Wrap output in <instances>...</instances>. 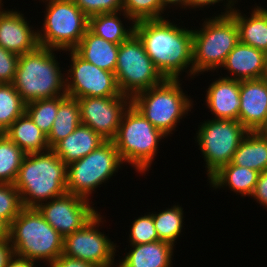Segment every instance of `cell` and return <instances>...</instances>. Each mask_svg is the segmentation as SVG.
<instances>
[{
  "label": "cell",
  "mask_w": 267,
  "mask_h": 267,
  "mask_svg": "<svg viewBox=\"0 0 267 267\" xmlns=\"http://www.w3.org/2000/svg\"><path fill=\"white\" fill-rule=\"evenodd\" d=\"M248 132L239 121L232 119L206 120L199 125L195 141L206 162L208 178L231 162Z\"/></svg>",
  "instance_id": "8fae6325"
},
{
  "label": "cell",
  "mask_w": 267,
  "mask_h": 267,
  "mask_svg": "<svg viewBox=\"0 0 267 267\" xmlns=\"http://www.w3.org/2000/svg\"><path fill=\"white\" fill-rule=\"evenodd\" d=\"M115 75L120 92L131 98L165 80L135 33L119 45Z\"/></svg>",
  "instance_id": "30bf717a"
},
{
  "label": "cell",
  "mask_w": 267,
  "mask_h": 267,
  "mask_svg": "<svg viewBox=\"0 0 267 267\" xmlns=\"http://www.w3.org/2000/svg\"><path fill=\"white\" fill-rule=\"evenodd\" d=\"M13 254L14 249L9 239L0 242V267H6Z\"/></svg>",
  "instance_id": "60d3db41"
},
{
  "label": "cell",
  "mask_w": 267,
  "mask_h": 267,
  "mask_svg": "<svg viewBox=\"0 0 267 267\" xmlns=\"http://www.w3.org/2000/svg\"><path fill=\"white\" fill-rule=\"evenodd\" d=\"M26 154L4 133H0V183L14 184Z\"/></svg>",
  "instance_id": "f1b7e54d"
},
{
  "label": "cell",
  "mask_w": 267,
  "mask_h": 267,
  "mask_svg": "<svg viewBox=\"0 0 267 267\" xmlns=\"http://www.w3.org/2000/svg\"><path fill=\"white\" fill-rule=\"evenodd\" d=\"M2 6H4V5L2 3V0H0V11H3V9H2L3 7Z\"/></svg>",
  "instance_id": "bcb514c9"
},
{
  "label": "cell",
  "mask_w": 267,
  "mask_h": 267,
  "mask_svg": "<svg viewBox=\"0 0 267 267\" xmlns=\"http://www.w3.org/2000/svg\"><path fill=\"white\" fill-rule=\"evenodd\" d=\"M53 51L57 50L38 46L33 51L19 55L12 84L25 104L67 95L66 73L61 72Z\"/></svg>",
  "instance_id": "3957f363"
},
{
  "label": "cell",
  "mask_w": 267,
  "mask_h": 267,
  "mask_svg": "<svg viewBox=\"0 0 267 267\" xmlns=\"http://www.w3.org/2000/svg\"><path fill=\"white\" fill-rule=\"evenodd\" d=\"M164 10L162 0H124L122 11L137 22L163 19Z\"/></svg>",
  "instance_id": "d6a6232c"
},
{
  "label": "cell",
  "mask_w": 267,
  "mask_h": 267,
  "mask_svg": "<svg viewBox=\"0 0 267 267\" xmlns=\"http://www.w3.org/2000/svg\"><path fill=\"white\" fill-rule=\"evenodd\" d=\"M132 104L125 110L116 137L112 140L123 163H129L136 172L151 168L158 144L165 138Z\"/></svg>",
  "instance_id": "8992f818"
},
{
  "label": "cell",
  "mask_w": 267,
  "mask_h": 267,
  "mask_svg": "<svg viewBox=\"0 0 267 267\" xmlns=\"http://www.w3.org/2000/svg\"><path fill=\"white\" fill-rule=\"evenodd\" d=\"M70 52L71 64L65 78L67 96L83 97H116L119 90L116 75L113 72L98 68L85 61L74 50Z\"/></svg>",
  "instance_id": "7c38bea8"
},
{
  "label": "cell",
  "mask_w": 267,
  "mask_h": 267,
  "mask_svg": "<svg viewBox=\"0 0 267 267\" xmlns=\"http://www.w3.org/2000/svg\"><path fill=\"white\" fill-rule=\"evenodd\" d=\"M119 267H171L174 246L164 241L130 245Z\"/></svg>",
  "instance_id": "44dd1931"
},
{
  "label": "cell",
  "mask_w": 267,
  "mask_h": 267,
  "mask_svg": "<svg viewBox=\"0 0 267 267\" xmlns=\"http://www.w3.org/2000/svg\"><path fill=\"white\" fill-rule=\"evenodd\" d=\"M25 105L12 83H0V133L25 112Z\"/></svg>",
  "instance_id": "4dcf8cb0"
},
{
  "label": "cell",
  "mask_w": 267,
  "mask_h": 267,
  "mask_svg": "<svg viewBox=\"0 0 267 267\" xmlns=\"http://www.w3.org/2000/svg\"><path fill=\"white\" fill-rule=\"evenodd\" d=\"M206 106L215 116L212 119H239L240 81L220 76L206 89Z\"/></svg>",
  "instance_id": "ac0fdd59"
},
{
  "label": "cell",
  "mask_w": 267,
  "mask_h": 267,
  "mask_svg": "<svg viewBox=\"0 0 267 267\" xmlns=\"http://www.w3.org/2000/svg\"><path fill=\"white\" fill-rule=\"evenodd\" d=\"M23 15L13 9L0 11V46L17 55L33 51L39 46L38 30L29 26V21Z\"/></svg>",
  "instance_id": "e0dca14e"
},
{
  "label": "cell",
  "mask_w": 267,
  "mask_h": 267,
  "mask_svg": "<svg viewBox=\"0 0 267 267\" xmlns=\"http://www.w3.org/2000/svg\"><path fill=\"white\" fill-rule=\"evenodd\" d=\"M22 208L20 194L15 185L0 183V219L10 226Z\"/></svg>",
  "instance_id": "836d02e7"
},
{
  "label": "cell",
  "mask_w": 267,
  "mask_h": 267,
  "mask_svg": "<svg viewBox=\"0 0 267 267\" xmlns=\"http://www.w3.org/2000/svg\"><path fill=\"white\" fill-rule=\"evenodd\" d=\"M60 96L50 99H40L25 105V112L34 124L46 135L50 133L56 118Z\"/></svg>",
  "instance_id": "1f68e13d"
},
{
  "label": "cell",
  "mask_w": 267,
  "mask_h": 267,
  "mask_svg": "<svg viewBox=\"0 0 267 267\" xmlns=\"http://www.w3.org/2000/svg\"><path fill=\"white\" fill-rule=\"evenodd\" d=\"M50 267H100L94 263L61 254Z\"/></svg>",
  "instance_id": "f35d334b"
},
{
  "label": "cell",
  "mask_w": 267,
  "mask_h": 267,
  "mask_svg": "<svg viewBox=\"0 0 267 267\" xmlns=\"http://www.w3.org/2000/svg\"><path fill=\"white\" fill-rule=\"evenodd\" d=\"M121 13L127 20L131 21V27L125 28L123 21H121ZM118 14L120 16H118ZM135 22L126 15L123 11L113 13L97 14L89 17L88 29L98 37L114 44H121L126 41L132 34H134Z\"/></svg>",
  "instance_id": "4316f807"
},
{
  "label": "cell",
  "mask_w": 267,
  "mask_h": 267,
  "mask_svg": "<svg viewBox=\"0 0 267 267\" xmlns=\"http://www.w3.org/2000/svg\"><path fill=\"white\" fill-rule=\"evenodd\" d=\"M19 55L0 46V83H13Z\"/></svg>",
  "instance_id": "8d00e7d4"
},
{
  "label": "cell",
  "mask_w": 267,
  "mask_h": 267,
  "mask_svg": "<svg viewBox=\"0 0 267 267\" xmlns=\"http://www.w3.org/2000/svg\"><path fill=\"white\" fill-rule=\"evenodd\" d=\"M3 133L25 154L42 153L50 149L47 136L34 124L26 112L19 116Z\"/></svg>",
  "instance_id": "d4e9b609"
},
{
  "label": "cell",
  "mask_w": 267,
  "mask_h": 267,
  "mask_svg": "<svg viewBox=\"0 0 267 267\" xmlns=\"http://www.w3.org/2000/svg\"><path fill=\"white\" fill-rule=\"evenodd\" d=\"M260 172L234 164H226L220 167L208 180L214 189L227 187L242 197H250L253 194Z\"/></svg>",
  "instance_id": "cb8c5ba5"
},
{
  "label": "cell",
  "mask_w": 267,
  "mask_h": 267,
  "mask_svg": "<svg viewBox=\"0 0 267 267\" xmlns=\"http://www.w3.org/2000/svg\"><path fill=\"white\" fill-rule=\"evenodd\" d=\"M121 165L123 162L114 142L105 141L87 156L67 165V193L90 200L93 191L107 183Z\"/></svg>",
  "instance_id": "9c48e42d"
},
{
  "label": "cell",
  "mask_w": 267,
  "mask_h": 267,
  "mask_svg": "<svg viewBox=\"0 0 267 267\" xmlns=\"http://www.w3.org/2000/svg\"><path fill=\"white\" fill-rule=\"evenodd\" d=\"M261 79L267 83V55H266V58H265L264 69H263V73H262Z\"/></svg>",
  "instance_id": "f6af8a7d"
},
{
  "label": "cell",
  "mask_w": 267,
  "mask_h": 267,
  "mask_svg": "<svg viewBox=\"0 0 267 267\" xmlns=\"http://www.w3.org/2000/svg\"><path fill=\"white\" fill-rule=\"evenodd\" d=\"M205 19L202 28L192 30L193 78L222 68L228 54L239 43L238 27L230 14Z\"/></svg>",
  "instance_id": "52a82bcc"
},
{
  "label": "cell",
  "mask_w": 267,
  "mask_h": 267,
  "mask_svg": "<svg viewBox=\"0 0 267 267\" xmlns=\"http://www.w3.org/2000/svg\"><path fill=\"white\" fill-rule=\"evenodd\" d=\"M223 0H188V8H199L201 9L204 8V6H212L213 4L220 3ZM237 0H226V5H224L226 8L224 9V12H221L219 15H224V14H230L234 9H237L233 6H235ZM225 2V0H224Z\"/></svg>",
  "instance_id": "ab89813d"
},
{
  "label": "cell",
  "mask_w": 267,
  "mask_h": 267,
  "mask_svg": "<svg viewBox=\"0 0 267 267\" xmlns=\"http://www.w3.org/2000/svg\"><path fill=\"white\" fill-rule=\"evenodd\" d=\"M154 213L151 214L159 240L175 246L176 240L182 232V227H184L183 208L174 204L171 208Z\"/></svg>",
  "instance_id": "f546056e"
},
{
  "label": "cell",
  "mask_w": 267,
  "mask_h": 267,
  "mask_svg": "<svg viewBox=\"0 0 267 267\" xmlns=\"http://www.w3.org/2000/svg\"><path fill=\"white\" fill-rule=\"evenodd\" d=\"M9 240L14 254L49 267L63 252V237L37 208L21 209L9 226Z\"/></svg>",
  "instance_id": "277c9868"
},
{
  "label": "cell",
  "mask_w": 267,
  "mask_h": 267,
  "mask_svg": "<svg viewBox=\"0 0 267 267\" xmlns=\"http://www.w3.org/2000/svg\"><path fill=\"white\" fill-rule=\"evenodd\" d=\"M119 44L96 36L89 29L74 51L85 61L98 68L115 73Z\"/></svg>",
  "instance_id": "603a6c76"
},
{
  "label": "cell",
  "mask_w": 267,
  "mask_h": 267,
  "mask_svg": "<svg viewBox=\"0 0 267 267\" xmlns=\"http://www.w3.org/2000/svg\"><path fill=\"white\" fill-rule=\"evenodd\" d=\"M6 267H37V265L30 259L13 254Z\"/></svg>",
  "instance_id": "b9f144b4"
},
{
  "label": "cell",
  "mask_w": 267,
  "mask_h": 267,
  "mask_svg": "<svg viewBox=\"0 0 267 267\" xmlns=\"http://www.w3.org/2000/svg\"><path fill=\"white\" fill-rule=\"evenodd\" d=\"M80 124V108L77 99L67 95L60 96L56 118L47 136L49 148L51 149L58 141L73 133Z\"/></svg>",
  "instance_id": "83f0119b"
},
{
  "label": "cell",
  "mask_w": 267,
  "mask_h": 267,
  "mask_svg": "<svg viewBox=\"0 0 267 267\" xmlns=\"http://www.w3.org/2000/svg\"><path fill=\"white\" fill-rule=\"evenodd\" d=\"M267 83L262 79L240 81L238 121L248 131L266 133Z\"/></svg>",
  "instance_id": "2e32d148"
},
{
  "label": "cell",
  "mask_w": 267,
  "mask_h": 267,
  "mask_svg": "<svg viewBox=\"0 0 267 267\" xmlns=\"http://www.w3.org/2000/svg\"><path fill=\"white\" fill-rule=\"evenodd\" d=\"M67 165L51 150L26 154L14 183L22 206L37 208L40 204L67 193Z\"/></svg>",
  "instance_id": "7a4b0ae2"
},
{
  "label": "cell",
  "mask_w": 267,
  "mask_h": 267,
  "mask_svg": "<svg viewBox=\"0 0 267 267\" xmlns=\"http://www.w3.org/2000/svg\"><path fill=\"white\" fill-rule=\"evenodd\" d=\"M106 140L88 126L80 124L73 133L58 141L51 150L66 164L78 161Z\"/></svg>",
  "instance_id": "ffe728a7"
},
{
  "label": "cell",
  "mask_w": 267,
  "mask_h": 267,
  "mask_svg": "<svg viewBox=\"0 0 267 267\" xmlns=\"http://www.w3.org/2000/svg\"><path fill=\"white\" fill-rule=\"evenodd\" d=\"M177 25L165 18L141 20L135 22L134 33L165 79H179L185 69L193 78V33Z\"/></svg>",
  "instance_id": "6da1fadb"
},
{
  "label": "cell",
  "mask_w": 267,
  "mask_h": 267,
  "mask_svg": "<svg viewBox=\"0 0 267 267\" xmlns=\"http://www.w3.org/2000/svg\"><path fill=\"white\" fill-rule=\"evenodd\" d=\"M103 222L98 213L82 229L63 238V252L72 258L88 261L100 267H114L116 244L100 232Z\"/></svg>",
  "instance_id": "4fadbf2b"
},
{
  "label": "cell",
  "mask_w": 267,
  "mask_h": 267,
  "mask_svg": "<svg viewBox=\"0 0 267 267\" xmlns=\"http://www.w3.org/2000/svg\"><path fill=\"white\" fill-rule=\"evenodd\" d=\"M130 228V245L146 244L154 241H160L156 232L153 216L150 212L149 214L146 213L144 216L142 215L139 218L135 219Z\"/></svg>",
  "instance_id": "e575fe53"
},
{
  "label": "cell",
  "mask_w": 267,
  "mask_h": 267,
  "mask_svg": "<svg viewBox=\"0 0 267 267\" xmlns=\"http://www.w3.org/2000/svg\"><path fill=\"white\" fill-rule=\"evenodd\" d=\"M266 53L252 46L239 42L228 54L222 67L237 81L261 79Z\"/></svg>",
  "instance_id": "d6986e66"
},
{
  "label": "cell",
  "mask_w": 267,
  "mask_h": 267,
  "mask_svg": "<svg viewBox=\"0 0 267 267\" xmlns=\"http://www.w3.org/2000/svg\"><path fill=\"white\" fill-rule=\"evenodd\" d=\"M231 164L257 170H267V133L249 131L233 154Z\"/></svg>",
  "instance_id": "484cf974"
},
{
  "label": "cell",
  "mask_w": 267,
  "mask_h": 267,
  "mask_svg": "<svg viewBox=\"0 0 267 267\" xmlns=\"http://www.w3.org/2000/svg\"><path fill=\"white\" fill-rule=\"evenodd\" d=\"M9 239V226L0 219V242Z\"/></svg>",
  "instance_id": "ee69618b"
},
{
  "label": "cell",
  "mask_w": 267,
  "mask_h": 267,
  "mask_svg": "<svg viewBox=\"0 0 267 267\" xmlns=\"http://www.w3.org/2000/svg\"><path fill=\"white\" fill-rule=\"evenodd\" d=\"M45 2V20L38 30L39 46L65 52L74 50L88 30L89 18L72 0Z\"/></svg>",
  "instance_id": "ba28073f"
},
{
  "label": "cell",
  "mask_w": 267,
  "mask_h": 267,
  "mask_svg": "<svg viewBox=\"0 0 267 267\" xmlns=\"http://www.w3.org/2000/svg\"><path fill=\"white\" fill-rule=\"evenodd\" d=\"M81 124L90 127L106 141H112L118 132L122 116L131 104V97H83L77 99Z\"/></svg>",
  "instance_id": "9a60e30c"
},
{
  "label": "cell",
  "mask_w": 267,
  "mask_h": 267,
  "mask_svg": "<svg viewBox=\"0 0 267 267\" xmlns=\"http://www.w3.org/2000/svg\"><path fill=\"white\" fill-rule=\"evenodd\" d=\"M91 203L85 198L66 193L40 204L37 209L64 238L82 229L99 213L91 206Z\"/></svg>",
  "instance_id": "5bb4252c"
},
{
  "label": "cell",
  "mask_w": 267,
  "mask_h": 267,
  "mask_svg": "<svg viewBox=\"0 0 267 267\" xmlns=\"http://www.w3.org/2000/svg\"><path fill=\"white\" fill-rule=\"evenodd\" d=\"M251 197L267 208V170L259 174Z\"/></svg>",
  "instance_id": "74e56055"
},
{
  "label": "cell",
  "mask_w": 267,
  "mask_h": 267,
  "mask_svg": "<svg viewBox=\"0 0 267 267\" xmlns=\"http://www.w3.org/2000/svg\"><path fill=\"white\" fill-rule=\"evenodd\" d=\"M180 82V79H165L131 98V104L165 136L173 134L180 119L193 108L194 101L185 95Z\"/></svg>",
  "instance_id": "5b68a950"
},
{
  "label": "cell",
  "mask_w": 267,
  "mask_h": 267,
  "mask_svg": "<svg viewBox=\"0 0 267 267\" xmlns=\"http://www.w3.org/2000/svg\"><path fill=\"white\" fill-rule=\"evenodd\" d=\"M250 14L243 15L239 9L230 13L238 27L239 42L267 54V9L257 5Z\"/></svg>",
  "instance_id": "7402d4cb"
},
{
  "label": "cell",
  "mask_w": 267,
  "mask_h": 267,
  "mask_svg": "<svg viewBox=\"0 0 267 267\" xmlns=\"http://www.w3.org/2000/svg\"><path fill=\"white\" fill-rule=\"evenodd\" d=\"M89 18L103 13H113L123 10L124 0H72Z\"/></svg>",
  "instance_id": "d590c367"
},
{
  "label": "cell",
  "mask_w": 267,
  "mask_h": 267,
  "mask_svg": "<svg viewBox=\"0 0 267 267\" xmlns=\"http://www.w3.org/2000/svg\"><path fill=\"white\" fill-rule=\"evenodd\" d=\"M163 8H170L171 5H175L176 7L187 8L188 7V0H162Z\"/></svg>",
  "instance_id": "7bdbcfd3"
}]
</instances>
